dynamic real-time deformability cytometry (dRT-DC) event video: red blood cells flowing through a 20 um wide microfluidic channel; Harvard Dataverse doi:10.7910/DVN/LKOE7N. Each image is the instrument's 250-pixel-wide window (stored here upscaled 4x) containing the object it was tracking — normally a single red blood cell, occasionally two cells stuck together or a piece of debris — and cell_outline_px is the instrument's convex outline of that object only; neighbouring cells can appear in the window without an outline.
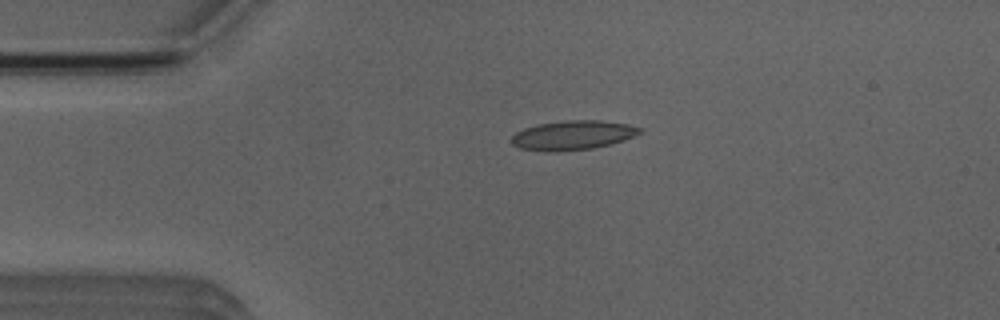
{"species": "Egyptian fruit bat (a non-hibernating species)", "species_latin": "Rousettus aegyptiacus", "temperature_condition": "room temperature", "stored_images_in_passage": 3, "camera_frame_rate_fps": 3000, "um_per_image_px": 0.085, "animal": {"sex": "male"}, "frame": {"image": 1, "passage_image": 1, "time_ms": 0.0, "image_size_px": [1000, 320], "cell_outline_px": [[644, 132], [624, 140], [592, 148], [548, 152], [544, 152], [520, 148], [512, 144], [512, 136], [516, 132], [524, 128], [536, 124], [564, 120], [600, 120], [628, 124], [640, 128]], "centroid_in_image_um": [48.67, 11.48], "position_along_channel_um": 36.3, "area_um2": 21.91}}